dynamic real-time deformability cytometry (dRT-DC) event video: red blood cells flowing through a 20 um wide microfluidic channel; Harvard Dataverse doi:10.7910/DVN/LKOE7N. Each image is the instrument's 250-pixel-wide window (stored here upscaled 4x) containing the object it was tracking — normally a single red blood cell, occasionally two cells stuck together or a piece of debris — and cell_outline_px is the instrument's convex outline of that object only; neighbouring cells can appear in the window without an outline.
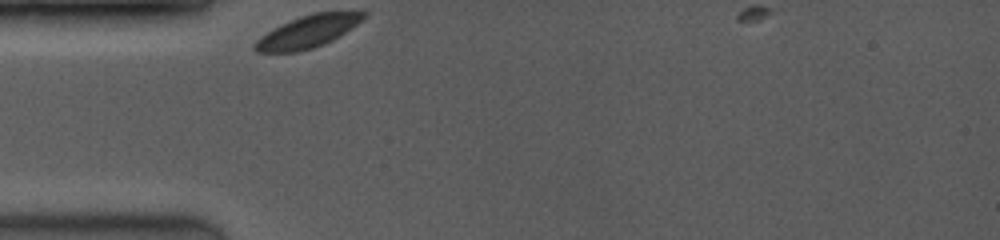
{"species": "common noctule bat (a hibernating species)", "species_latin": "Nyctalus noctula", "temperature_condition": "room temperature", "stored_images_in_passage": 23, "camera_frame_rate_fps": 3500, "um_per_image_px": 0.085, "animal": {"sex": "female", "body_mass_g": 19.0, "forearm_length_mm": 53.3}, "frame": {"image": 1, "passage_image": 1, "time_ms": 0.0, "image_size_px": [1000, 240], "cell_outline_px": [[368, 12], [356, 24], [340, 36], [324, 44], [312, 48], [296, 52], [256, 52], [252, 48], [252, 44], [260, 36], [280, 24], [300, 16], [316, 12]], "centroid_in_image_um": [26.08, 2.7], "position_along_channel_um": 58.9, "area_um2": 20.23}}
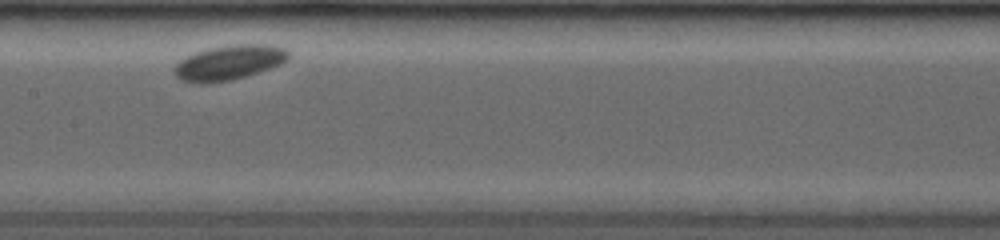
{"frame": {"image": 2, "passage_image": 10, "time_ms": 3.714, "image_size_px": [1000, 240], "cell_outline_px": [[288, 60], [280, 64], [232, 80], [204, 84], [192, 84], [180, 80], [176, 76], [176, 64], [180, 60], [196, 52], [212, 48], [236, 44], [268, 44], [284, 48], [288, 52]], "centroid_in_image_um": [19.45, 5.33], "position_along_channel_um": 187.9, "area_um2": 22.83}}
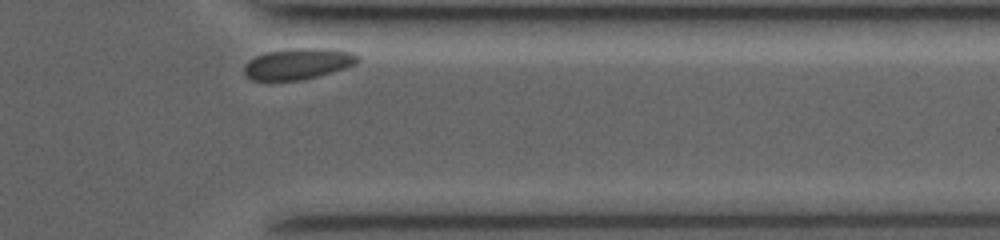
{"frame": {"image": 3, "passage_image": 23, "time_ms": 9.143, "image_size_px": [1000, 240], "cell_outline_px": [[360, 60], [356, 64], [344, 68], [316, 76], [300, 80], [252, 80], [244, 72], [244, 64], [248, 60], [256, 56], [268, 52], [292, 48], [332, 48], [352, 52], [360, 56]], "centroid_in_image_um": [25.36, 5.4], "position_along_channel_um": 386.0, "area_um2": 20.52}}